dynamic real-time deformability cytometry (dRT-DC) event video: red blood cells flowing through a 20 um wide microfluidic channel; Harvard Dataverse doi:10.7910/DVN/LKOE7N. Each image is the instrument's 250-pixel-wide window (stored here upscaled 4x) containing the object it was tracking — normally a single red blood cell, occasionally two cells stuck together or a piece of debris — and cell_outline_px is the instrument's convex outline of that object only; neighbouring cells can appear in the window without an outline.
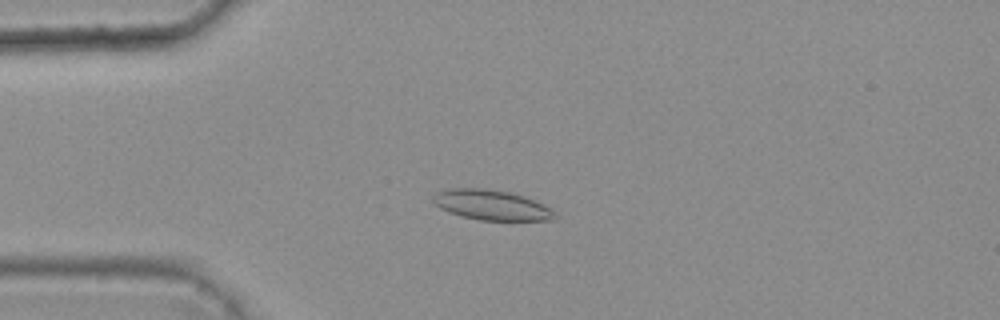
{"species": "common noctule bat (a hibernating species)", "species_latin": "Nyctalus noctula", "temperature_condition": "warm", "stored_images_in_passage": 4, "camera_frame_rate_fps": 3000, "um_per_image_px": 0.085, "animal": {"sex": "female", "body_mass_g": 25.1}, "frame": {"image": 1, "passage_image": 3, "time_ms": 0.667, "image_size_px": [1000, 320], "cell_outline_px": [[560, 216], [556, 220], [480, 220], [460, 216], [448, 212], [440, 208], [432, 200], [432, 196], [436, 192], [452, 188], [480, 188], [508, 192], [524, 196], [544, 204], [552, 208]], "centroid_in_image_um": [41.83, 17.44], "position_along_channel_um": 43.2, "area_um2": 21.56}}